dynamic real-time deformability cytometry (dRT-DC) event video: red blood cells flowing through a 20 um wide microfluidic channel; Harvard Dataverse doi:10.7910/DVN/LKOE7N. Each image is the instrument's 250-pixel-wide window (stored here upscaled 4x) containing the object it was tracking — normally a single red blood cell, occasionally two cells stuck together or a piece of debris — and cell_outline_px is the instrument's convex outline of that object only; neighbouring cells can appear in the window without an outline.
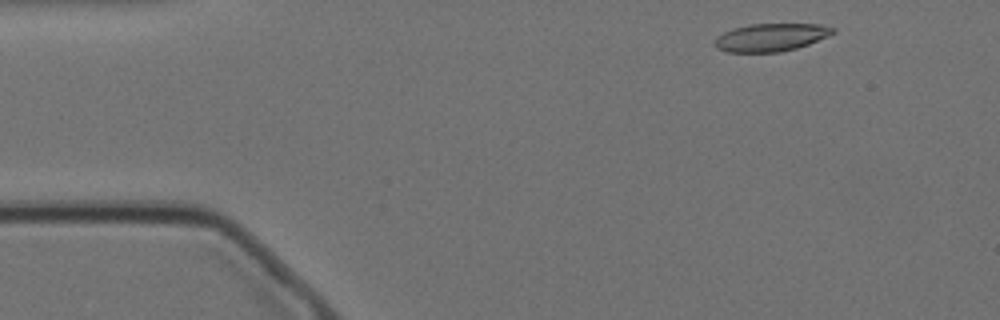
{"species": "Egyptian fruit bat (a non-hibernating species)", "species_latin": "Rousettus aegyptiacus", "temperature_condition": "cold", "stored_images_in_passage": 41, "camera_frame_rate_fps": 3000, "um_per_image_px": 0.085, "animal": {"sex": "female"}, "frame": {"image": 1, "passage_image": 3, "time_ms": 0.667, "image_size_px": [1000, 320], "cell_outline_px": [[836, 32], [828, 36], [808, 44], [796, 48], [780, 52], [728, 52], [716, 48], [712, 44], [716, 36], [732, 28], [748, 24], [820, 24], [836, 28]], "centroid_in_image_um": [65.5, 3.17], "position_along_channel_um": 19.5, "area_um2": 19.36}}
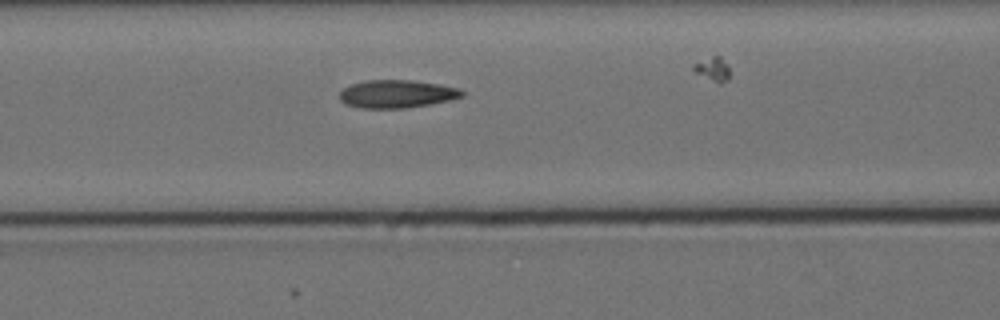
{"frame": {"image": 2, "passage_image": 19, "time_ms": 6.0, "image_size_px": [1000, 320], "cell_outline_px": [[464, 96], [452, 100], [404, 108], [360, 108], [348, 104], [340, 100], [340, 92], [348, 84], [364, 80], [412, 80], [440, 84], [460, 88], [464, 92]], "centroid_in_image_um": [33.74, 7.97], "position_along_channel_um": 132.9, "area_um2": 20.06}}
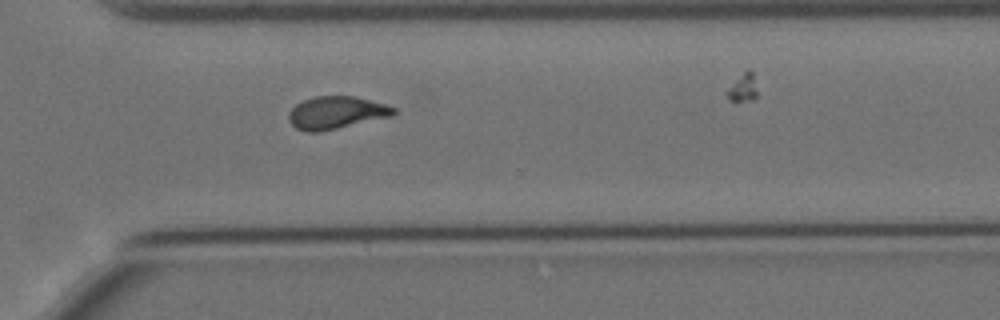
{"frame": {"image": 3, "passage_image": 37, "time_ms": 12.0, "image_size_px": [1000, 320], "cell_outline_px": [[396, 112], [392, 116], [320, 132], [308, 132], [296, 128], [288, 120], [288, 112], [296, 104], [304, 100], [316, 96], [352, 96], [384, 104], [396, 108]], "centroid_in_image_um": [28.55, 9.58], "position_along_channel_um": 342.0, "area_um2": 19.77}}